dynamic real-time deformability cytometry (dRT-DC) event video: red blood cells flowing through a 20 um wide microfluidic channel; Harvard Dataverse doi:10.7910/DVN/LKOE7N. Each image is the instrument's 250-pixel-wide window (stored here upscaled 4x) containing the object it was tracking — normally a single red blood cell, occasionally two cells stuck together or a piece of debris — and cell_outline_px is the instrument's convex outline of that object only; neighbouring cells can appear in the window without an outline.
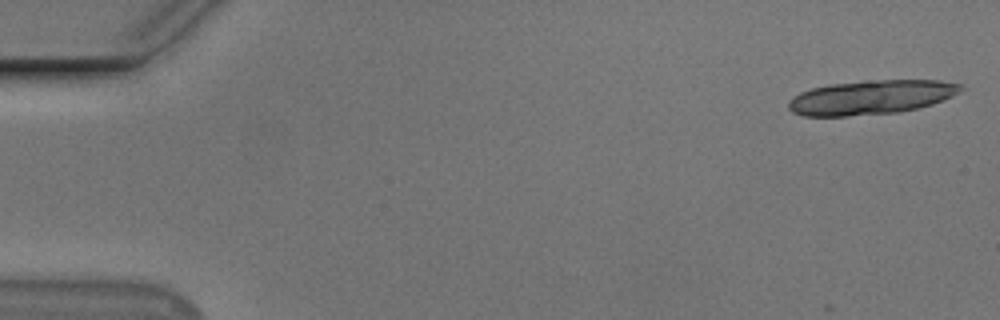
{"species": "Egyptian fruit bat (a non-hibernating species)", "species_latin": "Rousettus aegyptiacus", "temperature_condition": "cold", "stored_images_in_passage": 4, "camera_frame_rate_fps": 3000, "um_per_image_px": 0.085, "animal": {"sex": "male"}, "frame": {"image": 1, "passage_image": 1, "time_ms": 0.0, "image_size_px": [1000, 320], "cell_outline_px": [[960, 88], [952, 96], [932, 104], [900, 112], [848, 116], [804, 116], [792, 112], [788, 108], [788, 100], [792, 96], [800, 92], [812, 88], [828, 84], [864, 80], [940, 80], [960, 84]], "centroid_in_image_um": [73.96, 8.27], "position_along_channel_um": 11.0, "area_um2": 34.39}}